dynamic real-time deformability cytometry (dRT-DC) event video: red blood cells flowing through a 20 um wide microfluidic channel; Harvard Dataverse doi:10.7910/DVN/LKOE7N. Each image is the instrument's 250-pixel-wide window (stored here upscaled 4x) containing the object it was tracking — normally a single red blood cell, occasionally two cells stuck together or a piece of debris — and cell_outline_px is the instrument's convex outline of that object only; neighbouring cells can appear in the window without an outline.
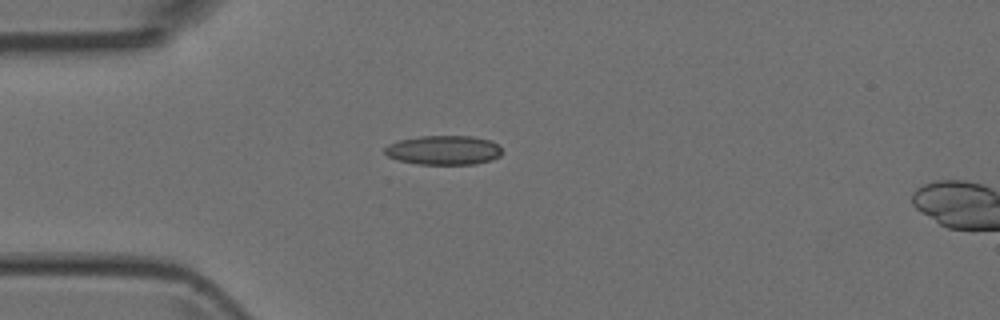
{"species": "Egyptian fruit bat (a non-hibernating species)", "species_latin": "Rousettus aegyptiacus", "temperature_condition": "room temperature", "stored_images_in_passage": 39, "segment_of_instrument_passage": [1, 2], "camera_frame_rate_fps": 3000, "um_per_image_px": 0.085, "animal": {"sex": "female"}, "frame": {"image": 1, "passage_image": 1, "time_ms": 0.0, "image_size_px": [1000, 320], "cell_outline_px": [[500, 156], [492, 160], [476, 164], [416, 164], [396, 160], [388, 156], [384, 152], [384, 148], [388, 144], [400, 140], [420, 136], [472, 136], [488, 140], [496, 144], [500, 148]], "centroid_in_image_um": [37.67, 12.77], "position_along_channel_um": 47.3, "area_um2": 20.0}}
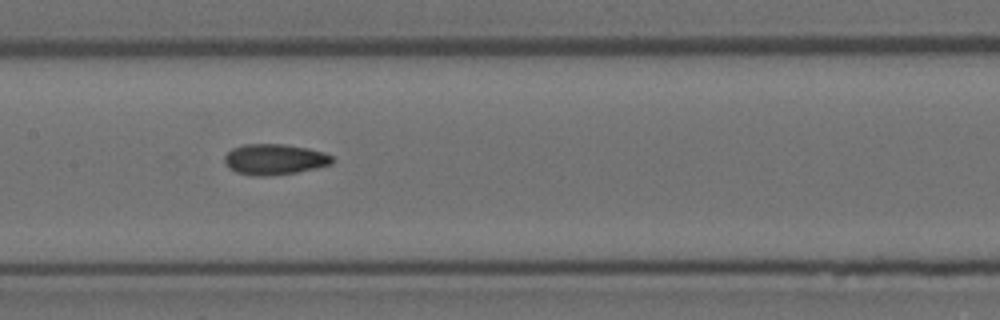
{"frame": {"image": 2, "passage_image": 12, "time_ms": 3.667, "image_size_px": [1000, 320], "cell_outline_px": [[332, 164], [316, 168], [296, 172], [268, 176], [252, 176], [236, 172], [228, 168], [224, 164], [224, 156], [232, 148], [244, 144], [284, 144], [308, 148], [324, 152], [332, 156]], "centroid_in_image_um": [23.3, 13.55], "position_along_channel_um": 184.1, "area_um2": 19.42}}
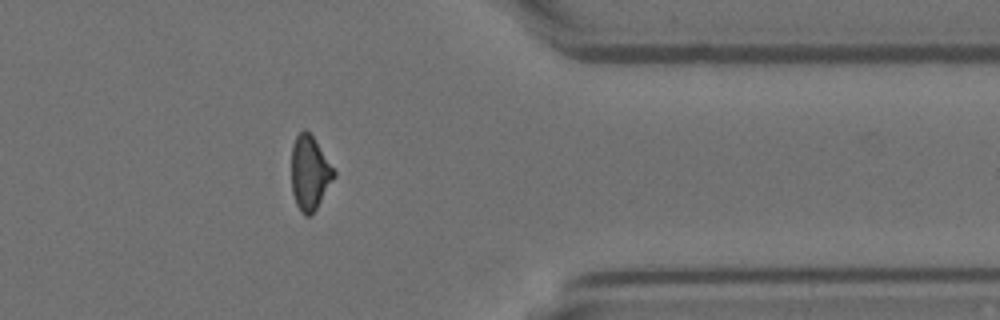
{"frame": {"image": 3, "passage_image": 28, "time_ms": 9.0, "image_size_px": [1000, 320], "cell_outline_px": [[336, 176], [316, 208], [308, 216], [304, 216], [300, 212], [296, 204], [292, 192], [292, 144], [296, 136], [304, 128], [312, 136], [336, 172]], "centroid_in_image_um": [26.31, 14.71], "position_along_channel_um": 385.1, "area_um2": 18.15}}